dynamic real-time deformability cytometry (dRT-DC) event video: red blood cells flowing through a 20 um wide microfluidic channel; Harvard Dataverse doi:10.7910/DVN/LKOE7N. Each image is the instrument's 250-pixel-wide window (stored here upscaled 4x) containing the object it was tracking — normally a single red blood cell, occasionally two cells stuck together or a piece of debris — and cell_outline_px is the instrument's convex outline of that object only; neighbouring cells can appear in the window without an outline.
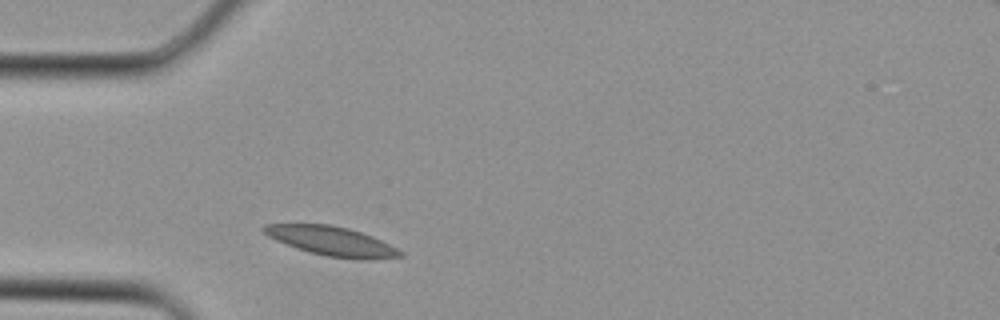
{"species": "Egyptian fruit bat (a non-hibernating species)", "species_latin": "Rousettus aegyptiacus", "temperature_condition": "cold", "stored_images_in_passage": 1, "camera_frame_rate_fps": 3000, "um_per_image_px": 0.085, "animal": {"sex": "female"}, "frame": {"image": 1, "passage_image": 1, "time_ms": 0.0, "image_size_px": [1000, 320], "cell_outline_px": [[404, 256], [372, 260], [360, 260], [328, 256], [296, 248], [276, 240], [268, 236], [260, 228], [264, 224], [332, 224], [348, 228], [372, 236], [404, 252]], "centroid_in_image_um": [28.21, 20.5], "position_along_channel_um": 56.8, "area_um2": 23.18}}